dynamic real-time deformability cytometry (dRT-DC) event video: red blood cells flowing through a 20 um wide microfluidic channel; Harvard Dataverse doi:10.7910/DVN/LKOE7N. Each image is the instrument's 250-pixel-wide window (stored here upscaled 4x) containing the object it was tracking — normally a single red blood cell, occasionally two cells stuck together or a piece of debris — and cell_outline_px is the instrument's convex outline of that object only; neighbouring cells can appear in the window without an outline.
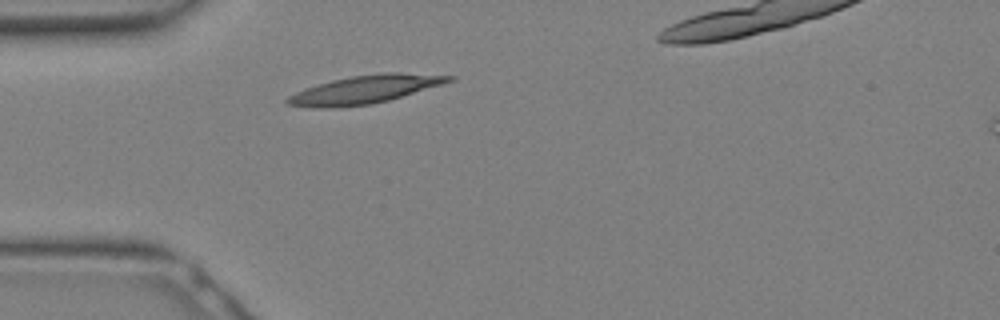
{"species": "Egyptian fruit bat (a non-hibernating species)", "species_latin": "Rousettus aegyptiacus", "temperature_condition": "warm", "stored_images_in_passage": 9, "camera_frame_rate_fps": 3000, "um_per_image_px": 0.085, "animal": {"sex": "female"}, "frame": {"image": 1, "passage_image": 1, "time_ms": 0.0, "image_size_px": [1000, 320], "cell_outline_px": [[456, 80], [444, 84], [388, 100], [372, 104], [324, 108], [316, 108], [288, 104], [284, 100], [288, 96], [304, 88], [332, 80], [352, 76], [384, 72], [400, 72], [456, 76]], "centroid_in_image_um": [31.05, 7.59], "position_along_channel_um": 53.9, "area_um2": 26.41}}
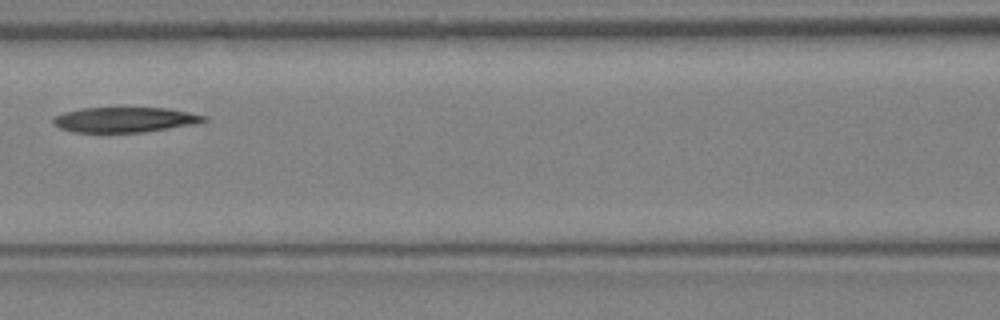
{"frame": {"image": 2, "passage_image": 6, "time_ms": 1.667, "image_size_px": [1000, 320], "cell_outline_px": [[208, 120], [196, 124], [144, 132], [72, 132], [60, 128], [52, 124], [52, 120], [56, 116], [64, 112], [80, 108], [168, 108], [208, 116]], "centroid_in_image_um": [10.62, 10.17], "position_along_channel_um": 156.0, "area_um2": 22.14}}
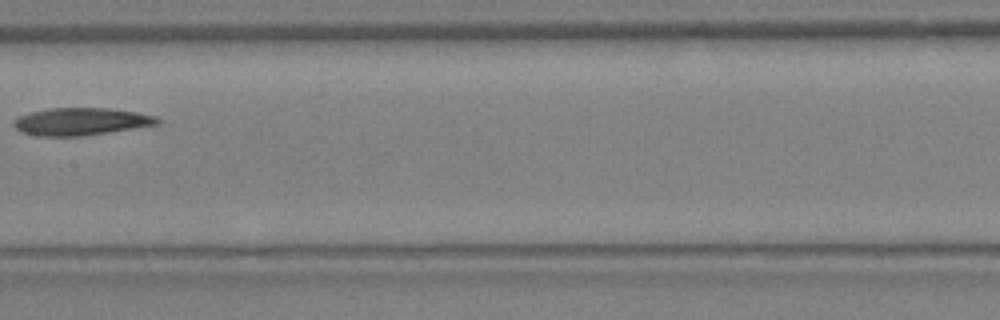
{"frame": {"image": 3, "passage_image": 8, "time_ms": 2.333, "image_size_px": [1000, 320], "cell_outline_px": [[160, 124], [84, 136], [36, 136], [20, 132], [12, 124], [12, 120], [16, 116], [48, 108], [108, 108], [136, 112], [156, 116], [160, 120]], "centroid_in_image_um": [6.84, 10.33], "position_along_channel_um": 200.6, "area_um2": 23.18}}